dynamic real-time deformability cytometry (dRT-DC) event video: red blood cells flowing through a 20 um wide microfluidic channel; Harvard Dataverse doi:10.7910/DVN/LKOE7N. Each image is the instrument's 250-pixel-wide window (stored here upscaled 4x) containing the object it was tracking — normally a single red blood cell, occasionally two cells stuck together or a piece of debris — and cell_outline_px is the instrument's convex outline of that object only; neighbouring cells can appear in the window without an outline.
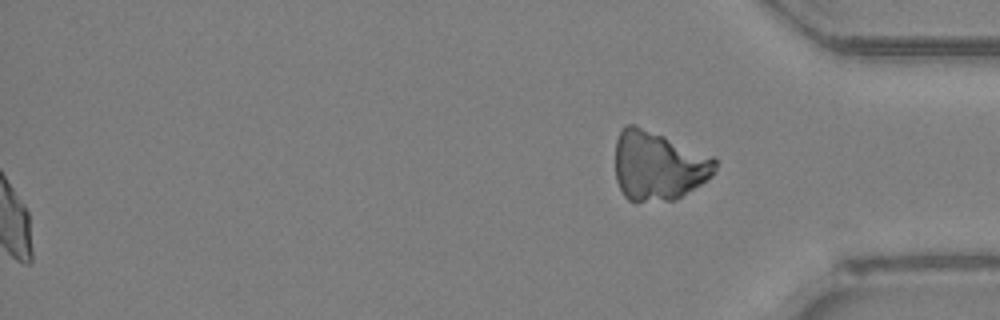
{"species": "Egyptian fruit bat (a non-hibernating species)", "species_latin": "Rousettus aegyptiacus", "temperature_condition": "room temperature", "stored_images_in_passage": 48, "segment_of_instrument_passage": [2, 2], "camera_frame_rate_fps": 3000, "um_per_image_px": 0.085, "animal": {"sex": "female"}, "frame": {"image": 1, "passage_image": 48, "time_ms": 15.667, "image_size_px": [1000, 320], "cell_outline_px": [[716, 168], [712, 176], [676, 200], [636, 204], [628, 200], [624, 196], [616, 180], [616, 140], [624, 124], [632, 124], [664, 136], [712, 156], [716, 160]], "centroid_in_image_um": [55.92, 14.13], "position_along_channel_um": 379.3, "area_um2": 40.46}}